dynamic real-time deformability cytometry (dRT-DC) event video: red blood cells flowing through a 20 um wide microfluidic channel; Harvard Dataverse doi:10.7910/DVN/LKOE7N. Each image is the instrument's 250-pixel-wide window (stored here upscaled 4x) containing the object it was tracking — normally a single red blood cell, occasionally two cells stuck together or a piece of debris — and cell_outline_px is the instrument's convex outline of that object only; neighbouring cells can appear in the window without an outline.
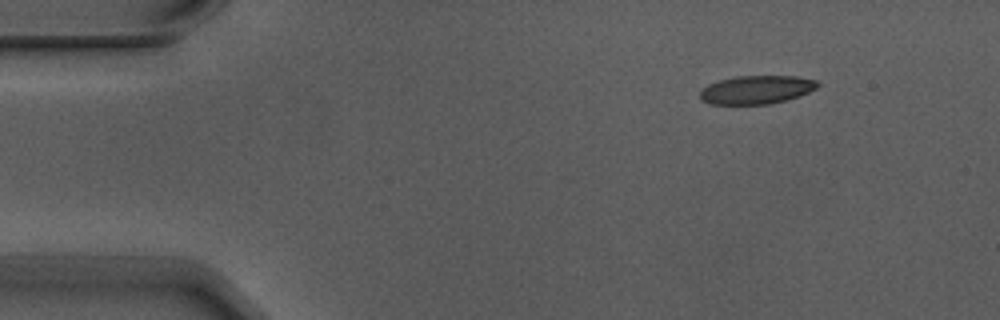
{"species": "Egyptian fruit bat (a non-hibernating species)", "species_latin": "Rousettus aegyptiacus", "temperature_condition": "warm", "stored_images_in_passage": 4, "camera_frame_rate_fps": 3000, "um_per_image_px": 0.085, "animal": {"sex": "male"}, "frame": {"image": 1, "passage_image": 4, "time_ms": 1.0, "image_size_px": [1000, 320], "cell_outline_px": [[820, 84], [816, 88], [800, 96], [768, 104], [708, 104], [700, 100], [700, 92], [708, 84], [720, 80], [736, 76], [796, 76], [816, 80]], "centroid_in_image_um": [64.29, 7.62], "position_along_channel_um": 20.7, "area_um2": 19.42}}